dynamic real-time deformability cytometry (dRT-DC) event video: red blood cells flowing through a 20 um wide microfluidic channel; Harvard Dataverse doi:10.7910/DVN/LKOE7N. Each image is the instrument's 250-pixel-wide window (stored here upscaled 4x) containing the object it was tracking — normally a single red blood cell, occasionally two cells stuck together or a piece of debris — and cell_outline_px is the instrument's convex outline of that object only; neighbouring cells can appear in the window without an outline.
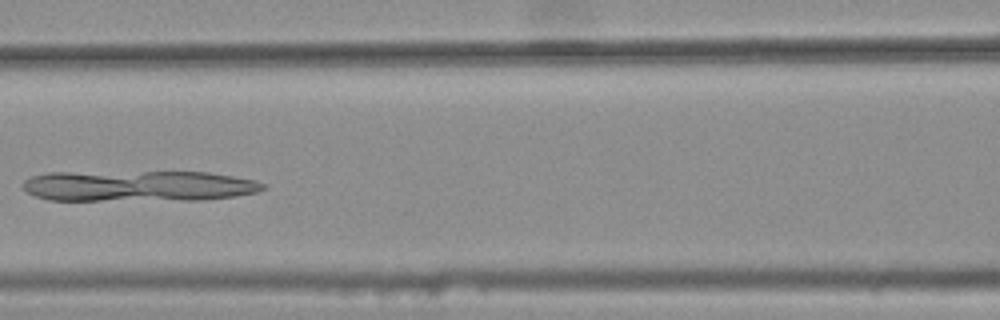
{"species": "common noctule bat (a hibernating species)", "species_latin": "Nyctalus noctula", "temperature_condition": "warm", "stored_images_in_passage": 6, "camera_frame_rate_fps": 3000, "um_per_image_px": 0.085, "animal": {"sex": "female", "body_mass_g": 25.1}, "frame": {"image": 1, "passage_image": 5, "time_ms": 1.333, "image_size_px": [1000, 320], "cell_outline_px": [[268, 184], [264, 188], [256, 192], [236, 196], [200, 200], [48, 200], [36, 196], [28, 192], [24, 188], [24, 180], [32, 176], [48, 172], [208, 172], [256, 180]], "centroid_in_image_um": [11.79, 15.81], "position_along_channel_um": 154.8, "area_um2": 43.35}}
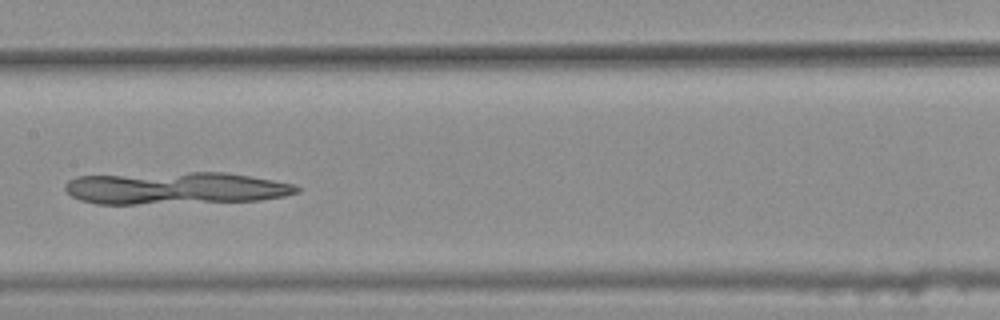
{"frame": {"image": 2, "passage_image": 6, "time_ms": 1.667, "image_size_px": [1000, 320], "cell_outline_px": [[300, 192], [284, 196], [260, 200], [136, 204], [96, 204], [80, 200], [72, 196], [64, 188], [64, 184], [68, 180], [76, 176], [188, 172], [224, 172], [296, 184], [300, 188]], "centroid_in_image_um": [14.89, 15.99], "position_along_channel_um": 192.5, "area_um2": 43.52}}